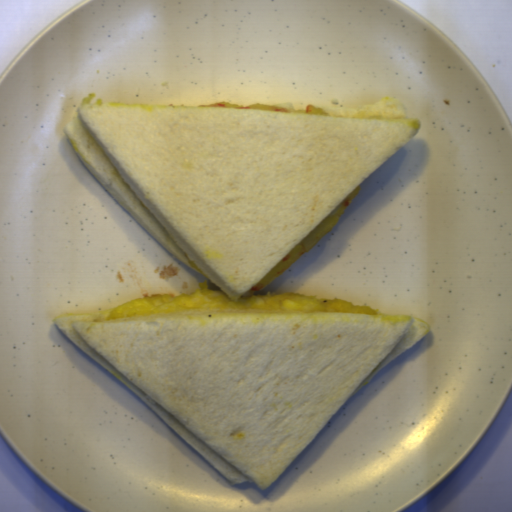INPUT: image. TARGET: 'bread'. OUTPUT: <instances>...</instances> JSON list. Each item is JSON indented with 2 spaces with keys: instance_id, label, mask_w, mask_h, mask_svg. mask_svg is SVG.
Instances as JSON below:
<instances>
[{
  "instance_id": "8d2b1439",
  "label": "bread",
  "mask_w": 512,
  "mask_h": 512,
  "mask_svg": "<svg viewBox=\"0 0 512 512\" xmlns=\"http://www.w3.org/2000/svg\"><path fill=\"white\" fill-rule=\"evenodd\" d=\"M326 112L84 101L64 133L154 240L236 301L421 127L394 96Z\"/></svg>"
},
{
  "instance_id": "cb027b5d",
  "label": "bread",
  "mask_w": 512,
  "mask_h": 512,
  "mask_svg": "<svg viewBox=\"0 0 512 512\" xmlns=\"http://www.w3.org/2000/svg\"><path fill=\"white\" fill-rule=\"evenodd\" d=\"M53 321L229 481L263 490L431 330L404 315L306 310Z\"/></svg>"
}]
</instances>
